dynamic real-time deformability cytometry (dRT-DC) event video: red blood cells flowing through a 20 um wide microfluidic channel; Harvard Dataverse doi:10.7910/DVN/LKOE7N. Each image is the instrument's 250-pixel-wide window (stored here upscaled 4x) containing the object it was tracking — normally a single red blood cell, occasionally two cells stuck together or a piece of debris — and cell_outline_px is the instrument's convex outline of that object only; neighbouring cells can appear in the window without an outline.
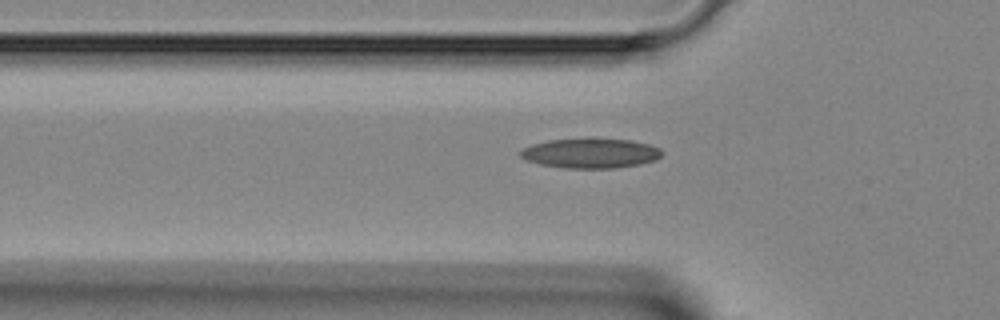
{"species": "Egyptian fruit bat (a non-hibernating species)", "species_latin": "Rousettus aegyptiacus", "temperature_condition": "room temperature", "stored_images_in_passage": 35, "camera_frame_rate_fps": 3000, "um_per_image_px": 0.085, "animal": {"sex": "female"}, "frame": {"image": 1, "passage_image": 9, "time_ms": 2.667, "image_size_px": [1000, 320], "cell_outline_px": [[664, 152], [656, 160], [640, 164], [616, 168], [568, 168], [540, 164], [528, 160], [520, 156], [520, 152], [524, 148], [532, 144], [548, 140], [588, 136], [632, 140], [648, 144], [660, 148]], "centroid_in_image_um": [50.23, 12.98], "position_along_channel_um": 75.6, "area_um2": 25.2}}
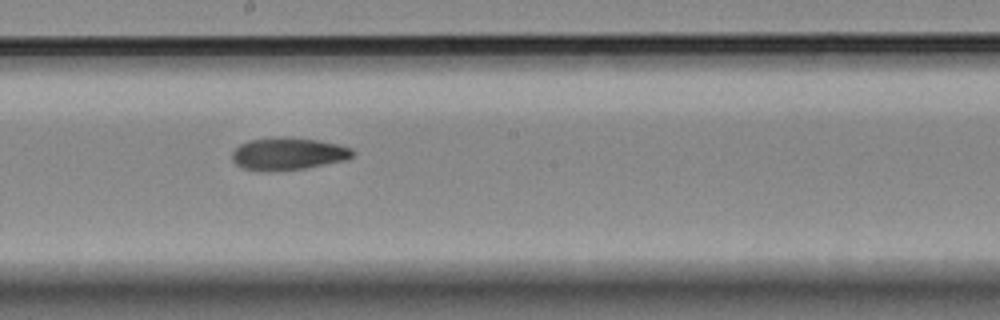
{"frame": {"image": 2, "passage_image": 19, "time_ms": 6.0, "image_size_px": [1000, 320], "cell_outline_px": [[356, 152], [352, 156], [344, 160], [304, 168], [244, 168], [236, 164], [232, 160], [232, 152], [240, 144], [248, 140], [276, 136], [284, 136], [320, 140], [340, 144], [352, 148]], "centroid_in_image_um": [24.54, 13.0], "position_along_channel_um": 223.7, "area_um2": 22.14}}
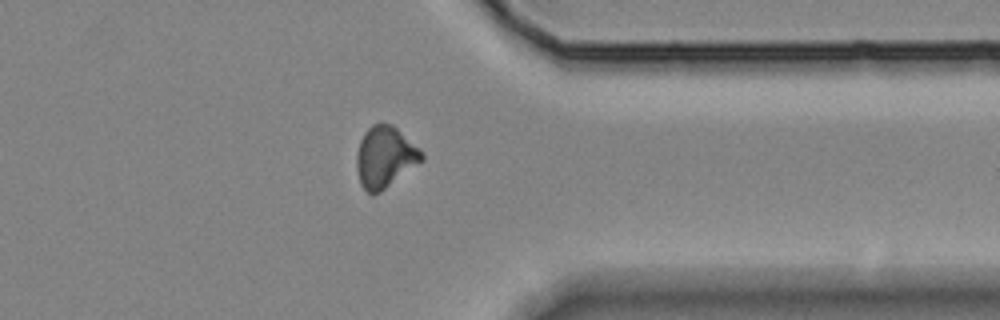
{"frame": {"image": 3, "passage_image": 30, "time_ms": 9.667, "image_size_px": [1000, 320], "cell_outline_px": [[424, 160], [380, 192], [372, 196], [360, 184], [356, 168], [356, 156], [360, 140], [364, 132], [372, 124], [380, 120], [392, 124], [424, 152]], "centroid_in_image_um": [32.72, 13.32], "position_along_channel_um": 378.7, "area_um2": 23.58}}